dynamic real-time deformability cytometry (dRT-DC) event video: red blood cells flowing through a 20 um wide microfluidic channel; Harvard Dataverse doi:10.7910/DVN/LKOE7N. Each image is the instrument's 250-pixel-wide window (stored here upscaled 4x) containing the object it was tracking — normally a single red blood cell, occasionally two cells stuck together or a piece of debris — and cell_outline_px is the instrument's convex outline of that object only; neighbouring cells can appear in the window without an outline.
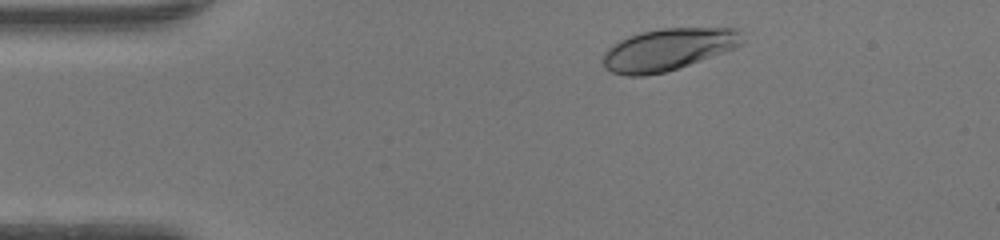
{"species": "human", "species_latin": "Homo sapiens", "temperature_condition": "warm", "stored_images_in_passage": 37, "camera_frame_rate_fps": 3000, "um_per_image_px": 0.085, "donor": {"sex": "female"}, "frame": {"image": 1, "passage_image": 4, "time_ms": 1.0, "image_size_px": [1000, 240], "cell_outline_px": [[744, 44], [736, 48], [664, 72], [644, 76], [624, 76], [612, 72], [604, 68], [604, 52], [608, 48], [620, 40], [628, 36], [640, 32], [660, 28], [736, 28], [740, 32], [744, 40]], "centroid_in_image_um": [56.78, 4.2], "position_along_channel_um": 28.2, "area_um2": 33.99}}
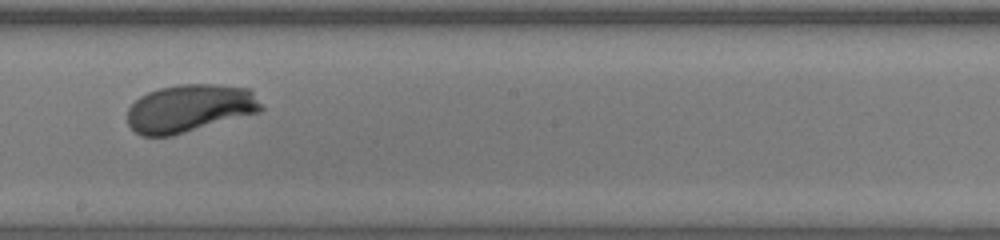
{"frame": {"image": 2, "passage_image": 23, "time_ms": 7.333, "image_size_px": [1000, 240], "cell_outline_px": [[264, 108], [260, 112], [172, 136], [140, 136], [128, 124], [128, 108], [140, 96], [148, 92], [160, 88], [180, 84], [216, 84], [252, 88]], "centroid_in_image_um": [16.16, 9.2], "position_along_channel_um": 232.0, "area_um2": 37.51}}
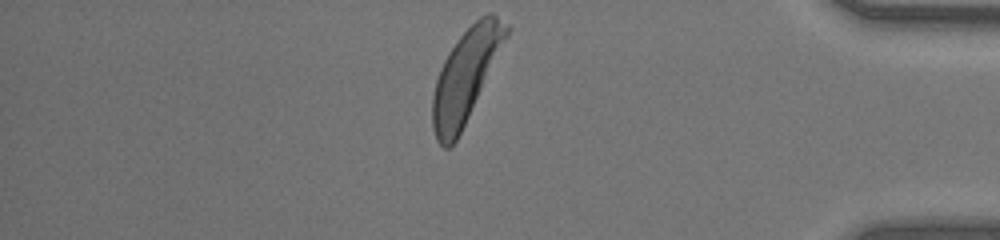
{"frame": {"image": 3, "passage_image": 37, "time_ms": 12.0, "image_size_px": [1000, 240], "cell_outline_px": [[512, 28], [456, 140], [448, 148], [444, 148], [436, 140], [432, 128], [432, 96], [436, 80], [440, 68], [448, 52], [460, 36], [480, 16], [488, 12], [492, 12], [508, 24]], "centroid_in_image_um": [39.58, 6.41], "position_along_channel_um": 395.6, "area_um2": 39.07}, "authors_computed_cell_mechanics": {"area_um2": 36.703, "velocity_mm_per_s": 4.2284, "shape_relaxation_time_tau1_ms": 2.3746, "shape_relaxation_time_tau2_ms": null, "deformation_change_tau1": 0.1653, "deformation_change_tau2": null}}